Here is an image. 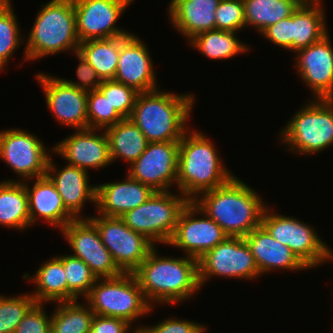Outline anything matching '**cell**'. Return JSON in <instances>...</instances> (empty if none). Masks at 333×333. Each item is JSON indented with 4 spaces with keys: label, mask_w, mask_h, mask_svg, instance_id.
<instances>
[{
    "label": "cell",
    "mask_w": 333,
    "mask_h": 333,
    "mask_svg": "<svg viewBox=\"0 0 333 333\" xmlns=\"http://www.w3.org/2000/svg\"><path fill=\"white\" fill-rule=\"evenodd\" d=\"M133 274L152 307L158 303H183L201 289L197 259L190 256H160L157 247Z\"/></svg>",
    "instance_id": "cell-1"
},
{
    "label": "cell",
    "mask_w": 333,
    "mask_h": 333,
    "mask_svg": "<svg viewBox=\"0 0 333 333\" xmlns=\"http://www.w3.org/2000/svg\"><path fill=\"white\" fill-rule=\"evenodd\" d=\"M260 196L252 187L234 176L225 185L201 193L193 202L228 237L244 238L261 225L267 205Z\"/></svg>",
    "instance_id": "cell-2"
},
{
    "label": "cell",
    "mask_w": 333,
    "mask_h": 333,
    "mask_svg": "<svg viewBox=\"0 0 333 333\" xmlns=\"http://www.w3.org/2000/svg\"><path fill=\"white\" fill-rule=\"evenodd\" d=\"M191 131L188 129L179 141L176 181L177 191L189 201L234 177L207 135L197 129Z\"/></svg>",
    "instance_id": "cell-3"
},
{
    "label": "cell",
    "mask_w": 333,
    "mask_h": 333,
    "mask_svg": "<svg viewBox=\"0 0 333 333\" xmlns=\"http://www.w3.org/2000/svg\"><path fill=\"white\" fill-rule=\"evenodd\" d=\"M195 100L193 94L158 89L139 93L130 119L148 142L180 141L188 127ZM188 121V122H187Z\"/></svg>",
    "instance_id": "cell-4"
},
{
    "label": "cell",
    "mask_w": 333,
    "mask_h": 333,
    "mask_svg": "<svg viewBox=\"0 0 333 333\" xmlns=\"http://www.w3.org/2000/svg\"><path fill=\"white\" fill-rule=\"evenodd\" d=\"M24 47V62L79 50L73 0H50L41 5Z\"/></svg>",
    "instance_id": "cell-5"
},
{
    "label": "cell",
    "mask_w": 333,
    "mask_h": 333,
    "mask_svg": "<svg viewBox=\"0 0 333 333\" xmlns=\"http://www.w3.org/2000/svg\"><path fill=\"white\" fill-rule=\"evenodd\" d=\"M279 135L280 143L299 155H316L333 146V99H308Z\"/></svg>",
    "instance_id": "cell-6"
},
{
    "label": "cell",
    "mask_w": 333,
    "mask_h": 333,
    "mask_svg": "<svg viewBox=\"0 0 333 333\" xmlns=\"http://www.w3.org/2000/svg\"><path fill=\"white\" fill-rule=\"evenodd\" d=\"M83 300L95 315L121 318L130 324L153 309L133 273L98 278Z\"/></svg>",
    "instance_id": "cell-7"
},
{
    "label": "cell",
    "mask_w": 333,
    "mask_h": 333,
    "mask_svg": "<svg viewBox=\"0 0 333 333\" xmlns=\"http://www.w3.org/2000/svg\"><path fill=\"white\" fill-rule=\"evenodd\" d=\"M269 208L267 205L264 209L261 225L276 241L288 246L309 269L333 260V249L320 239L311 225L296 217L275 214Z\"/></svg>",
    "instance_id": "cell-8"
},
{
    "label": "cell",
    "mask_w": 333,
    "mask_h": 333,
    "mask_svg": "<svg viewBox=\"0 0 333 333\" xmlns=\"http://www.w3.org/2000/svg\"><path fill=\"white\" fill-rule=\"evenodd\" d=\"M189 200L181 193L155 192L143 204L126 212L121 218L135 232L141 233L155 245L171 239L179 215Z\"/></svg>",
    "instance_id": "cell-9"
},
{
    "label": "cell",
    "mask_w": 333,
    "mask_h": 333,
    "mask_svg": "<svg viewBox=\"0 0 333 333\" xmlns=\"http://www.w3.org/2000/svg\"><path fill=\"white\" fill-rule=\"evenodd\" d=\"M87 218L96 226L102 243L124 273H133L156 246L130 229L121 217L98 214Z\"/></svg>",
    "instance_id": "cell-10"
},
{
    "label": "cell",
    "mask_w": 333,
    "mask_h": 333,
    "mask_svg": "<svg viewBox=\"0 0 333 333\" xmlns=\"http://www.w3.org/2000/svg\"><path fill=\"white\" fill-rule=\"evenodd\" d=\"M212 276L234 277L249 281L261 276L244 238L227 237L198 259V277L201 288Z\"/></svg>",
    "instance_id": "cell-11"
},
{
    "label": "cell",
    "mask_w": 333,
    "mask_h": 333,
    "mask_svg": "<svg viewBox=\"0 0 333 333\" xmlns=\"http://www.w3.org/2000/svg\"><path fill=\"white\" fill-rule=\"evenodd\" d=\"M35 134L20 128L0 130V159L24 182L46 175L52 155ZM21 179V180H20Z\"/></svg>",
    "instance_id": "cell-12"
},
{
    "label": "cell",
    "mask_w": 333,
    "mask_h": 333,
    "mask_svg": "<svg viewBox=\"0 0 333 333\" xmlns=\"http://www.w3.org/2000/svg\"><path fill=\"white\" fill-rule=\"evenodd\" d=\"M199 214L202 216L199 217ZM227 237L214 220L201 211L193 201H189L181 211L167 245L182 249L185 253L183 255L198 260Z\"/></svg>",
    "instance_id": "cell-13"
},
{
    "label": "cell",
    "mask_w": 333,
    "mask_h": 333,
    "mask_svg": "<svg viewBox=\"0 0 333 333\" xmlns=\"http://www.w3.org/2000/svg\"><path fill=\"white\" fill-rule=\"evenodd\" d=\"M135 0H73L76 32L81 42L129 35L116 25Z\"/></svg>",
    "instance_id": "cell-14"
},
{
    "label": "cell",
    "mask_w": 333,
    "mask_h": 333,
    "mask_svg": "<svg viewBox=\"0 0 333 333\" xmlns=\"http://www.w3.org/2000/svg\"><path fill=\"white\" fill-rule=\"evenodd\" d=\"M59 231L72 250L73 254L70 255L87 264L97 278H114L124 273L102 243L96 226L88 218L74 219Z\"/></svg>",
    "instance_id": "cell-15"
},
{
    "label": "cell",
    "mask_w": 333,
    "mask_h": 333,
    "mask_svg": "<svg viewBox=\"0 0 333 333\" xmlns=\"http://www.w3.org/2000/svg\"><path fill=\"white\" fill-rule=\"evenodd\" d=\"M178 152L179 141L150 142L128 166V175L155 192L171 191L177 181Z\"/></svg>",
    "instance_id": "cell-16"
},
{
    "label": "cell",
    "mask_w": 333,
    "mask_h": 333,
    "mask_svg": "<svg viewBox=\"0 0 333 333\" xmlns=\"http://www.w3.org/2000/svg\"><path fill=\"white\" fill-rule=\"evenodd\" d=\"M46 99V105L60 125L87 129V92L67 84L49 73L36 74Z\"/></svg>",
    "instance_id": "cell-17"
},
{
    "label": "cell",
    "mask_w": 333,
    "mask_h": 333,
    "mask_svg": "<svg viewBox=\"0 0 333 333\" xmlns=\"http://www.w3.org/2000/svg\"><path fill=\"white\" fill-rule=\"evenodd\" d=\"M329 36L294 53L296 72L314 99H333V46Z\"/></svg>",
    "instance_id": "cell-18"
},
{
    "label": "cell",
    "mask_w": 333,
    "mask_h": 333,
    "mask_svg": "<svg viewBox=\"0 0 333 333\" xmlns=\"http://www.w3.org/2000/svg\"><path fill=\"white\" fill-rule=\"evenodd\" d=\"M51 150L50 152L57 153L62 159L67 160L68 165L87 172L90 169L99 170L112 164L108 138L104 130L78 129L54 145Z\"/></svg>",
    "instance_id": "cell-19"
},
{
    "label": "cell",
    "mask_w": 333,
    "mask_h": 333,
    "mask_svg": "<svg viewBox=\"0 0 333 333\" xmlns=\"http://www.w3.org/2000/svg\"><path fill=\"white\" fill-rule=\"evenodd\" d=\"M151 58L146 43L135 34L121 36L118 67L114 80L139 93L158 89Z\"/></svg>",
    "instance_id": "cell-20"
},
{
    "label": "cell",
    "mask_w": 333,
    "mask_h": 333,
    "mask_svg": "<svg viewBox=\"0 0 333 333\" xmlns=\"http://www.w3.org/2000/svg\"><path fill=\"white\" fill-rule=\"evenodd\" d=\"M46 175L54 183L65 208L76 218H87L81 215L86 202L96 205V185L89 184V173L76 166L66 164L57 169L50 157Z\"/></svg>",
    "instance_id": "cell-21"
},
{
    "label": "cell",
    "mask_w": 333,
    "mask_h": 333,
    "mask_svg": "<svg viewBox=\"0 0 333 333\" xmlns=\"http://www.w3.org/2000/svg\"><path fill=\"white\" fill-rule=\"evenodd\" d=\"M154 193L152 188L127 174L121 182L96 185V212L109 217H122L126 212L143 204Z\"/></svg>",
    "instance_id": "cell-22"
},
{
    "label": "cell",
    "mask_w": 333,
    "mask_h": 333,
    "mask_svg": "<svg viewBox=\"0 0 333 333\" xmlns=\"http://www.w3.org/2000/svg\"><path fill=\"white\" fill-rule=\"evenodd\" d=\"M255 259L260 275L274 270L309 269L286 245L276 241L262 226H258L244 237Z\"/></svg>",
    "instance_id": "cell-23"
},
{
    "label": "cell",
    "mask_w": 333,
    "mask_h": 333,
    "mask_svg": "<svg viewBox=\"0 0 333 333\" xmlns=\"http://www.w3.org/2000/svg\"><path fill=\"white\" fill-rule=\"evenodd\" d=\"M33 180L35 181L32 186H29V180L23 182L28 195L30 226L42 219L48 222L50 227H58L61 230L76 219L65 208L54 183L47 175Z\"/></svg>",
    "instance_id": "cell-24"
},
{
    "label": "cell",
    "mask_w": 333,
    "mask_h": 333,
    "mask_svg": "<svg viewBox=\"0 0 333 333\" xmlns=\"http://www.w3.org/2000/svg\"><path fill=\"white\" fill-rule=\"evenodd\" d=\"M220 0H170L167 8L173 28L188 39L215 29V13Z\"/></svg>",
    "instance_id": "cell-25"
},
{
    "label": "cell",
    "mask_w": 333,
    "mask_h": 333,
    "mask_svg": "<svg viewBox=\"0 0 333 333\" xmlns=\"http://www.w3.org/2000/svg\"><path fill=\"white\" fill-rule=\"evenodd\" d=\"M24 273L23 278L34 282L35 289L30 294L36 303H56L68 301V285L63 266V255L52 257L40 265L32 277Z\"/></svg>",
    "instance_id": "cell-26"
},
{
    "label": "cell",
    "mask_w": 333,
    "mask_h": 333,
    "mask_svg": "<svg viewBox=\"0 0 333 333\" xmlns=\"http://www.w3.org/2000/svg\"><path fill=\"white\" fill-rule=\"evenodd\" d=\"M321 1L300 4L292 14V52L321 40L328 34L326 13Z\"/></svg>",
    "instance_id": "cell-27"
},
{
    "label": "cell",
    "mask_w": 333,
    "mask_h": 333,
    "mask_svg": "<svg viewBox=\"0 0 333 333\" xmlns=\"http://www.w3.org/2000/svg\"><path fill=\"white\" fill-rule=\"evenodd\" d=\"M104 131L108 138L112 163L117 159H124L130 166L145 151L149 143L130 118H124Z\"/></svg>",
    "instance_id": "cell-28"
},
{
    "label": "cell",
    "mask_w": 333,
    "mask_h": 333,
    "mask_svg": "<svg viewBox=\"0 0 333 333\" xmlns=\"http://www.w3.org/2000/svg\"><path fill=\"white\" fill-rule=\"evenodd\" d=\"M0 225L20 231L30 227L28 195L23 182L0 181Z\"/></svg>",
    "instance_id": "cell-29"
},
{
    "label": "cell",
    "mask_w": 333,
    "mask_h": 333,
    "mask_svg": "<svg viewBox=\"0 0 333 333\" xmlns=\"http://www.w3.org/2000/svg\"><path fill=\"white\" fill-rule=\"evenodd\" d=\"M237 35L232 31L212 29L193 37L188 44L211 60H226L251 49Z\"/></svg>",
    "instance_id": "cell-30"
},
{
    "label": "cell",
    "mask_w": 333,
    "mask_h": 333,
    "mask_svg": "<svg viewBox=\"0 0 333 333\" xmlns=\"http://www.w3.org/2000/svg\"><path fill=\"white\" fill-rule=\"evenodd\" d=\"M120 46L121 36L88 40L79 44L78 52L96 70L102 81L111 80L117 71Z\"/></svg>",
    "instance_id": "cell-31"
},
{
    "label": "cell",
    "mask_w": 333,
    "mask_h": 333,
    "mask_svg": "<svg viewBox=\"0 0 333 333\" xmlns=\"http://www.w3.org/2000/svg\"><path fill=\"white\" fill-rule=\"evenodd\" d=\"M246 27L261 34L270 25L291 16L300 6L296 0H243Z\"/></svg>",
    "instance_id": "cell-32"
},
{
    "label": "cell",
    "mask_w": 333,
    "mask_h": 333,
    "mask_svg": "<svg viewBox=\"0 0 333 333\" xmlns=\"http://www.w3.org/2000/svg\"><path fill=\"white\" fill-rule=\"evenodd\" d=\"M51 313V333H90L94 312L85 302H56Z\"/></svg>",
    "instance_id": "cell-33"
},
{
    "label": "cell",
    "mask_w": 333,
    "mask_h": 333,
    "mask_svg": "<svg viewBox=\"0 0 333 333\" xmlns=\"http://www.w3.org/2000/svg\"><path fill=\"white\" fill-rule=\"evenodd\" d=\"M17 18L12 1L0 0V72L6 68L15 50L21 47L24 41Z\"/></svg>",
    "instance_id": "cell-34"
},
{
    "label": "cell",
    "mask_w": 333,
    "mask_h": 333,
    "mask_svg": "<svg viewBox=\"0 0 333 333\" xmlns=\"http://www.w3.org/2000/svg\"><path fill=\"white\" fill-rule=\"evenodd\" d=\"M63 266L68 285V301L83 299L98 279L89 266L72 255H63ZM80 296V297H79Z\"/></svg>",
    "instance_id": "cell-35"
},
{
    "label": "cell",
    "mask_w": 333,
    "mask_h": 333,
    "mask_svg": "<svg viewBox=\"0 0 333 333\" xmlns=\"http://www.w3.org/2000/svg\"><path fill=\"white\" fill-rule=\"evenodd\" d=\"M87 117L88 128L99 130L124 119L99 89L87 92Z\"/></svg>",
    "instance_id": "cell-36"
},
{
    "label": "cell",
    "mask_w": 333,
    "mask_h": 333,
    "mask_svg": "<svg viewBox=\"0 0 333 333\" xmlns=\"http://www.w3.org/2000/svg\"><path fill=\"white\" fill-rule=\"evenodd\" d=\"M35 303L30 293L12 297L0 295V333H15L17 325Z\"/></svg>",
    "instance_id": "cell-37"
},
{
    "label": "cell",
    "mask_w": 333,
    "mask_h": 333,
    "mask_svg": "<svg viewBox=\"0 0 333 333\" xmlns=\"http://www.w3.org/2000/svg\"><path fill=\"white\" fill-rule=\"evenodd\" d=\"M98 89L123 118H130L139 92L114 79L103 80Z\"/></svg>",
    "instance_id": "cell-38"
},
{
    "label": "cell",
    "mask_w": 333,
    "mask_h": 333,
    "mask_svg": "<svg viewBox=\"0 0 333 333\" xmlns=\"http://www.w3.org/2000/svg\"><path fill=\"white\" fill-rule=\"evenodd\" d=\"M245 27L243 0H220L215 13V29L239 33Z\"/></svg>",
    "instance_id": "cell-39"
},
{
    "label": "cell",
    "mask_w": 333,
    "mask_h": 333,
    "mask_svg": "<svg viewBox=\"0 0 333 333\" xmlns=\"http://www.w3.org/2000/svg\"><path fill=\"white\" fill-rule=\"evenodd\" d=\"M203 323H196L178 318H167L152 326H140L136 329L140 333H203L207 328Z\"/></svg>",
    "instance_id": "cell-40"
},
{
    "label": "cell",
    "mask_w": 333,
    "mask_h": 333,
    "mask_svg": "<svg viewBox=\"0 0 333 333\" xmlns=\"http://www.w3.org/2000/svg\"><path fill=\"white\" fill-rule=\"evenodd\" d=\"M44 303H35L17 325L15 333H51V315H47Z\"/></svg>",
    "instance_id": "cell-41"
},
{
    "label": "cell",
    "mask_w": 333,
    "mask_h": 333,
    "mask_svg": "<svg viewBox=\"0 0 333 333\" xmlns=\"http://www.w3.org/2000/svg\"><path fill=\"white\" fill-rule=\"evenodd\" d=\"M78 58L79 64L76 69L78 80L72 81L62 78L67 84L77 87L80 90L89 92L97 90L102 83L101 78L97 75L96 70L88 63V61L78 51L74 53Z\"/></svg>",
    "instance_id": "cell-42"
},
{
    "label": "cell",
    "mask_w": 333,
    "mask_h": 333,
    "mask_svg": "<svg viewBox=\"0 0 333 333\" xmlns=\"http://www.w3.org/2000/svg\"><path fill=\"white\" fill-rule=\"evenodd\" d=\"M260 35L276 46L292 51V15L270 25Z\"/></svg>",
    "instance_id": "cell-43"
},
{
    "label": "cell",
    "mask_w": 333,
    "mask_h": 333,
    "mask_svg": "<svg viewBox=\"0 0 333 333\" xmlns=\"http://www.w3.org/2000/svg\"><path fill=\"white\" fill-rule=\"evenodd\" d=\"M131 325L128 321L121 318L95 315L90 333H140L136 328L130 330L132 328Z\"/></svg>",
    "instance_id": "cell-44"
},
{
    "label": "cell",
    "mask_w": 333,
    "mask_h": 333,
    "mask_svg": "<svg viewBox=\"0 0 333 333\" xmlns=\"http://www.w3.org/2000/svg\"><path fill=\"white\" fill-rule=\"evenodd\" d=\"M300 4H312L322 0H296Z\"/></svg>",
    "instance_id": "cell-45"
}]
</instances>
